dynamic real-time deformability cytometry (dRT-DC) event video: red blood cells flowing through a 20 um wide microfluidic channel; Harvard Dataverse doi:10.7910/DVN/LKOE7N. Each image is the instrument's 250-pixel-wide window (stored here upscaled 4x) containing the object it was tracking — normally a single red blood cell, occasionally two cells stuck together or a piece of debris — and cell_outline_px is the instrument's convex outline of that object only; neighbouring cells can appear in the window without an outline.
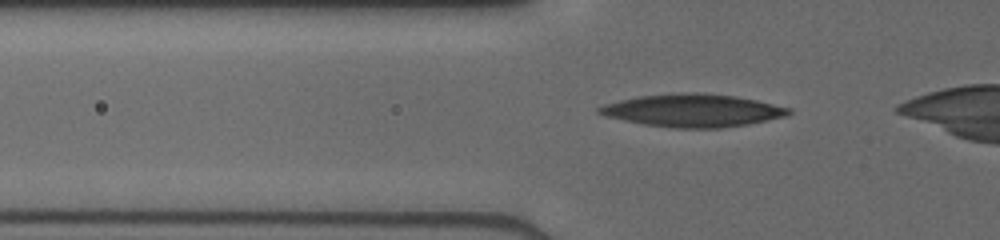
{"species": "human", "species_latin": "Homo sapiens", "temperature_condition": "cold", "stored_images_in_passage": 35, "camera_frame_rate_fps": 3000, "um_per_image_px": 0.085, "donor": {"sex": "male"}, "frame": {"image": 1, "passage_image": 7, "time_ms": 2.0, "image_size_px": [1000, 240], "cell_outline_px": [[792, 112], [784, 116], [748, 124], [720, 128], [672, 128], [644, 124], [604, 116], [596, 112], [596, 108], [604, 104], [620, 100], [640, 96], [736, 96], [756, 100], [792, 108]], "centroid_in_image_um": [58.88, 9.45], "position_along_channel_um": 66.9, "area_um2": 34.56}}
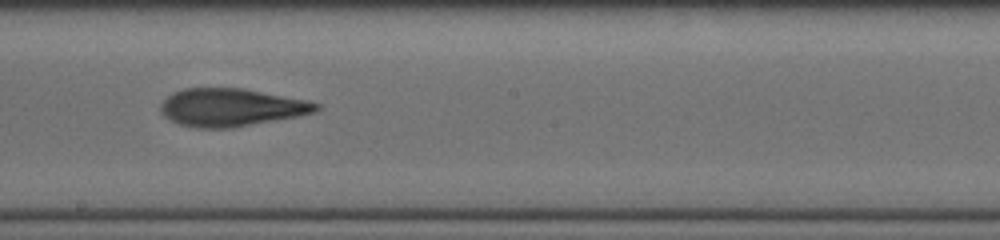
{"frame": {"image": 2, "passage_image": 19, "time_ms": 6.0, "image_size_px": [1000, 240], "cell_outline_px": [[320, 108], [316, 112], [296, 116], [232, 128], [196, 128], [180, 124], [164, 116], [160, 112], [160, 104], [172, 92], [184, 88], [244, 88], [308, 100], [320, 104]], "centroid_in_image_um": [19.64, 9.12], "position_along_channel_um": 228.6, "area_um2": 34.33}}
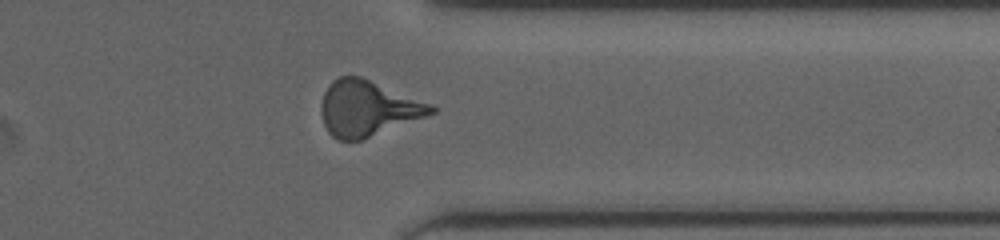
{"frame": {"image": 3, "passage_image": 30, "time_ms": 9.667, "image_size_px": [1000, 240], "cell_outline_px": [[436, 112], [364, 140], [336, 140], [328, 132], [324, 124], [320, 108], [320, 104], [324, 92], [328, 84], [332, 80], [340, 76], [360, 76], [432, 104], [436, 108]], "centroid_in_image_um": [31.23, 9.22], "position_along_channel_um": 380.2, "area_um2": 35.66}}